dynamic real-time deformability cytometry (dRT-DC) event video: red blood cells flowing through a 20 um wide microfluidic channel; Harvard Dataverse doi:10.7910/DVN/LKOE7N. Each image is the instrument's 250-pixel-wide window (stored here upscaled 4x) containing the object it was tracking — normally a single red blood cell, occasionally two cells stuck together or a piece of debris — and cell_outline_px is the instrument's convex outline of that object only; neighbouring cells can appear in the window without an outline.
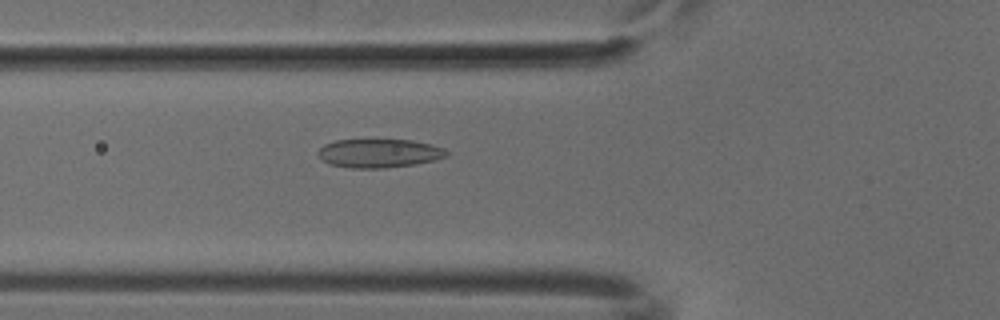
{"species": "common noctule bat (a hibernating species)", "species_latin": "Nyctalus noctula", "temperature_condition": "cold", "stored_images_in_passage": 52, "camera_frame_rate_fps": 3000, "um_per_image_px": 0.085, "animal": {"sex": "male", "body_mass_g": 18.8}, "frame": {"image": 1, "passage_image": 19, "time_ms": 6.0, "image_size_px": [1000, 320], "cell_outline_px": [[448, 156], [436, 160], [412, 164], [384, 168], [352, 168], [328, 164], [316, 152], [324, 144], [336, 140], [412, 140], [432, 144], [444, 148], [448, 152]], "centroid_in_image_um": [32.24, 13.02], "position_along_channel_um": 93.6, "area_um2": 21.44}}
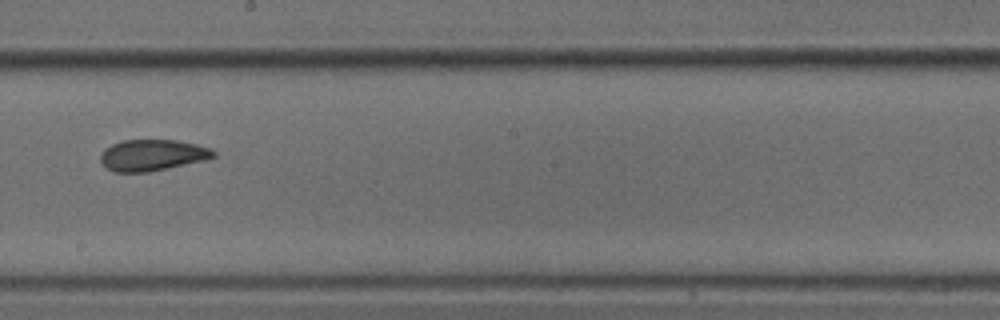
{"frame": {"image": 2, "passage_image": 30, "time_ms": 9.667, "image_size_px": [1000, 320], "cell_outline_px": [[216, 156], [204, 160], [168, 168], [148, 172], [116, 172], [108, 168], [100, 160], [100, 152], [104, 148], [112, 144], [124, 140], [176, 140], [196, 144], [212, 148], [216, 152]], "centroid_in_image_um": [12.96, 13.18], "position_along_channel_um": 235.2, "area_um2": 20.58}}
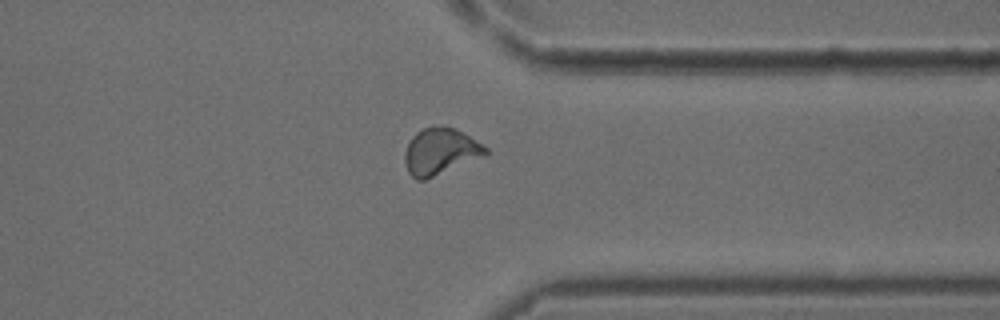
{"frame": {"image": 3, "passage_image": 41, "time_ms": 13.333, "image_size_px": [1000, 320], "cell_outline_px": [[488, 152], [484, 156], [424, 180], [416, 180], [408, 172], [404, 160], [404, 152], [412, 136], [416, 132], [424, 128], [444, 124], [456, 128], [488, 148]], "centroid_in_image_um": [37.41, 12.85], "position_along_channel_um": 374.0, "area_um2": 21.91}}